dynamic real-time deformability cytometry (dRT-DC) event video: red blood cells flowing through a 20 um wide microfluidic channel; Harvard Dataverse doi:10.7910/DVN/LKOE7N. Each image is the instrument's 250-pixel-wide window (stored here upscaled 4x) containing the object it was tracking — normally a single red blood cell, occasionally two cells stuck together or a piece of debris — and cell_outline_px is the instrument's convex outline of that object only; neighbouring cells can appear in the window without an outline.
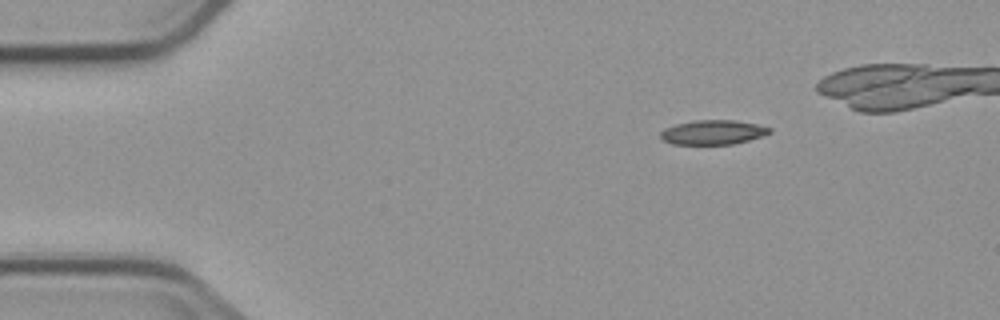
{"species": "common noctule bat (a hibernating species)", "species_latin": "Nyctalus noctula", "temperature_condition": "cold", "stored_images_in_passage": 3, "camera_frame_rate_fps": 3000, "um_per_image_px": 0.085, "animal": {"sex": "male", "body_mass_g": 23.1, "forearm_length_mm": 52.7}, "frame": {"image": 1, "passage_image": 1, "time_ms": 0.0, "image_size_px": [1000, 320], "cell_outline_px": [[772, 132], [748, 140], [732, 144], [672, 144], [664, 140], [660, 136], [660, 132], [664, 128], [676, 124], [696, 120], [736, 120], [756, 124], [772, 128]], "centroid_in_image_um": [60.59, 11.24], "position_along_channel_um": 24.4, "area_um2": 15.43}}